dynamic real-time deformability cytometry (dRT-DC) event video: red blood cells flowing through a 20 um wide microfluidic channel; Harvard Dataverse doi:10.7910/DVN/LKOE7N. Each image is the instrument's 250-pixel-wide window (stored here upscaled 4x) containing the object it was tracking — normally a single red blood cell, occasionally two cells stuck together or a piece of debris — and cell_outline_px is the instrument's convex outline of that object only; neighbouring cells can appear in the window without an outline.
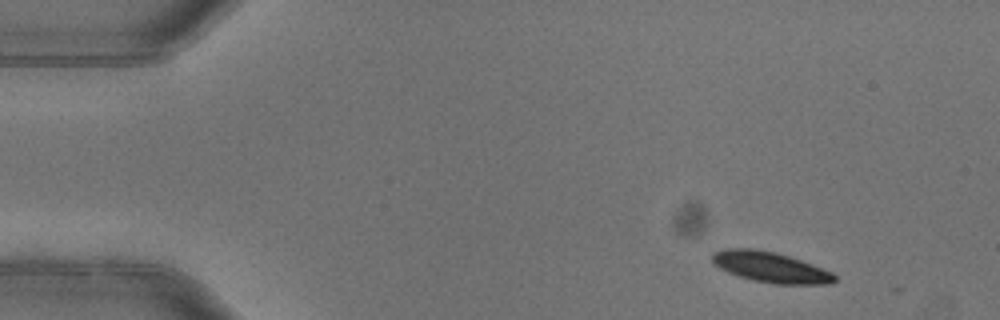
{"species": "common noctule bat (a hibernating species)", "species_latin": "Nyctalus noctula", "temperature_condition": "warm", "stored_images_in_passage": 4, "camera_frame_rate_fps": 3000, "um_per_image_px": 0.085, "animal": {"sex": "female"}, "frame": {"image": 1, "passage_image": 1, "time_ms": 0.0, "image_size_px": [1000, 320], "cell_outline_px": [[836, 280], [828, 284], [776, 284], [752, 280], [728, 272], [712, 264], [712, 252], [724, 248], [756, 248], [776, 252], [812, 264], [832, 272], [836, 276]], "centroid_in_image_um": [65.45, 22.69], "position_along_channel_um": 19.5, "area_um2": 21.85}}